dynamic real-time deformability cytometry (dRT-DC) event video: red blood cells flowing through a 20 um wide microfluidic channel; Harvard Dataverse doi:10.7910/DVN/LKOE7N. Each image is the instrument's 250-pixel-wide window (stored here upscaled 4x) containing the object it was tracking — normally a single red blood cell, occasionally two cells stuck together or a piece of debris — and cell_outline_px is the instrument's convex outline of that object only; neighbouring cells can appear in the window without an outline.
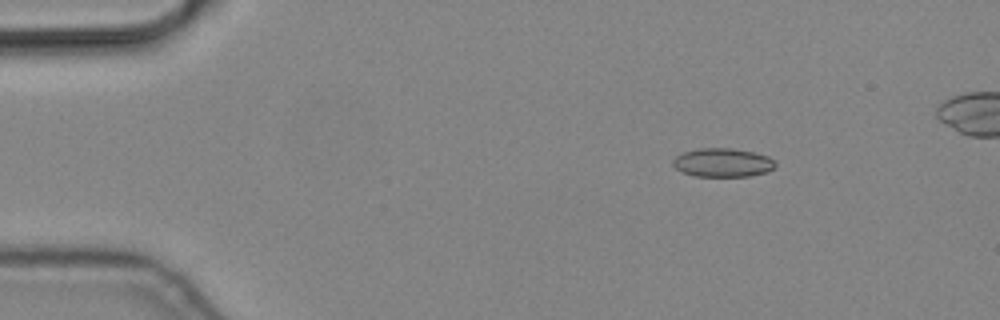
{"species": "common noctule bat (a hibernating species)", "species_latin": "Nyctalus noctula", "temperature_condition": "cold", "stored_images_in_passage": 5, "segment_of_instrument_passage": [2, 2], "camera_frame_rate_fps": 3000, "um_per_image_px": 0.085, "animal": {"sex": "male", "body_mass_g": 19.2, "forearm_length_mm": 51.8}, "frame": {"image": 1, "passage_image": 5, "time_ms": 1.333, "image_size_px": [1000, 320], "cell_outline_px": [[776, 164], [772, 168], [764, 172], [748, 176], [696, 176], [684, 172], [676, 168], [672, 164], [672, 160], [676, 156], [684, 152], [700, 148], [732, 148], [752, 152], [768, 156]], "centroid_in_image_um": [61.39, 13.81], "position_along_channel_um": 23.6, "area_um2": 16.82}}